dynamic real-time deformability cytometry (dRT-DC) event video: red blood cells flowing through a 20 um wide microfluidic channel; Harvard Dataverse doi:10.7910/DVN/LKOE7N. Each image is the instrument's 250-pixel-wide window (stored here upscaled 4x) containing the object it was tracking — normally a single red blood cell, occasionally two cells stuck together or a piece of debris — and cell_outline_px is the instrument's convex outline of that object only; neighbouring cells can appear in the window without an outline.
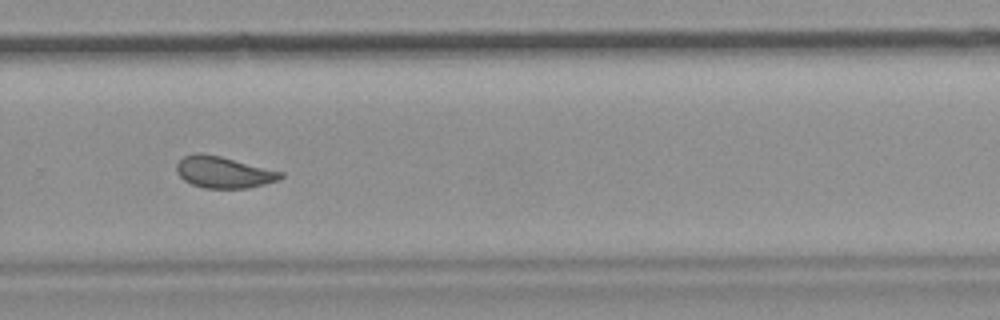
{"species": "common noctule bat (a hibernating species)", "species_latin": "Nyctalus noctula", "temperature_condition": "room temperature", "stored_images_in_passage": 40, "camera_frame_rate_fps": 3000, "um_per_image_px": 0.085, "animal": {"sex": "female", "body_mass_g": 19.9}, "frame": {"image": 1, "passage_image": 23, "time_ms": 7.333, "image_size_px": [1000, 320], "cell_outline_px": [[284, 176], [280, 180], [248, 188], [204, 188], [192, 184], [184, 180], [176, 172], [176, 164], [184, 156], [196, 152], [200, 152], [220, 156], [284, 172]], "centroid_in_image_um": [19.01, 14.63], "position_along_channel_um": 310.8, "area_um2": 19.19}, "authors_computed_cell_mechanics": {"area_um2": 19.4208, "velocity_mm_per_s": 3.71, "shape_relaxation_time_tau1_ms": null, "shape_relaxation_time_tau2_ms": 1.6193, "deformation_change_tau1": null, "deformation_change_tau2": 0.0672}}